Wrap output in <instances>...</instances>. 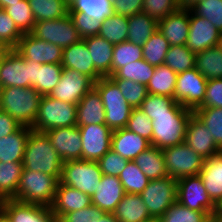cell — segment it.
Wrapping results in <instances>:
<instances>
[{
	"label": "cell",
	"instance_id": "cell-58",
	"mask_svg": "<svg viewBox=\"0 0 222 222\" xmlns=\"http://www.w3.org/2000/svg\"><path fill=\"white\" fill-rule=\"evenodd\" d=\"M112 11L115 14L130 17L142 12L143 0H111Z\"/></svg>",
	"mask_w": 222,
	"mask_h": 222
},
{
	"label": "cell",
	"instance_id": "cell-67",
	"mask_svg": "<svg viewBox=\"0 0 222 222\" xmlns=\"http://www.w3.org/2000/svg\"><path fill=\"white\" fill-rule=\"evenodd\" d=\"M148 222H160L159 219H152L151 221Z\"/></svg>",
	"mask_w": 222,
	"mask_h": 222
},
{
	"label": "cell",
	"instance_id": "cell-3",
	"mask_svg": "<svg viewBox=\"0 0 222 222\" xmlns=\"http://www.w3.org/2000/svg\"><path fill=\"white\" fill-rule=\"evenodd\" d=\"M41 63L25 60L15 49H1L0 89L4 87L35 88Z\"/></svg>",
	"mask_w": 222,
	"mask_h": 222
},
{
	"label": "cell",
	"instance_id": "cell-28",
	"mask_svg": "<svg viewBox=\"0 0 222 222\" xmlns=\"http://www.w3.org/2000/svg\"><path fill=\"white\" fill-rule=\"evenodd\" d=\"M91 54L95 69L103 76L112 75V57L114 45L99 35L82 39Z\"/></svg>",
	"mask_w": 222,
	"mask_h": 222
},
{
	"label": "cell",
	"instance_id": "cell-27",
	"mask_svg": "<svg viewBox=\"0 0 222 222\" xmlns=\"http://www.w3.org/2000/svg\"><path fill=\"white\" fill-rule=\"evenodd\" d=\"M199 176L209 197L218 205L222 200V152L204 160Z\"/></svg>",
	"mask_w": 222,
	"mask_h": 222
},
{
	"label": "cell",
	"instance_id": "cell-13",
	"mask_svg": "<svg viewBox=\"0 0 222 222\" xmlns=\"http://www.w3.org/2000/svg\"><path fill=\"white\" fill-rule=\"evenodd\" d=\"M207 82L195 68L179 73L175 85V100L194 111L203 103Z\"/></svg>",
	"mask_w": 222,
	"mask_h": 222
},
{
	"label": "cell",
	"instance_id": "cell-54",
	"mask_svg": "<svg viewBox=\"0 0 222 222\" xmlns=\"http://www.w3.org/2000/svg\"><path fill=\"white\" fill-rule=\"evenodd\" d=\"M104 175L119 176L125 169L128 160L120 154L110 149L103 157L97 161Z\"/></svg>",
	"mask_w": 222,
	"mask_h": 222
},
{
	"label": "cell",
	"instance_id": "cell-33",
	"mask_svg": "<svg viewBox=\"0 0 222 222\" xmlns=\"http://www.w3.org/2000/svg\"><path fill=\"white\" fill-rule=\"evenodd\" d=\"M157 30L158 21L143 11L139 12L128 17L127 41L143 46Z\"/></svg>",
	"mask_w": 222,
	"mask_h": 222
},
{
	"label": "cell",
	"instance_id": "cell-66",
	"mask_svg": "<svg viewBox=\"0 0 222 222\" xmlns=\"http://www.w3.org/2000/svg\"><path fill=\"white\" fill-rule=\"evenodd\" d=\"M68 5H70L74 0H64Z\"/></svg>",
	"mask_w": 222,
	"mask_h": 222
},
{
	"label": "cell",
	"instance_id": "cell-50",
	"mask_svg": "<svg viewBox=\"0 0 222 222\" xmlns=\"http://www.w3.org/2000/svg\"><path fill=\"white\" fill-rule=\"evenodd\" d=\"M132 108H139L148 95L147 86L129 79H112Z\"/></svg>",
	"mask_w": 222,
	"mask_h": 222
},
{
	"label": "cell",
	"instance_id": "cell-47",
	"mask_svg": "<svg viewBox=\"0 0 222 222\" xmlns=\"http://www.w3.org/2000/svg\"><path fill=\"white\" fill-rule=\"evenodd\" d=\"M143 59V49L141 45L121 42L114 45L112 57V75L121 67Z\"/></svg>",
	"mask_w": 222,
	"mask_h": 222
},
{
	"label": "cell",
	"instance_id": "cell-24",
	"mask_svg": "<svg viewBox=\"0 0 222 222\" xmlns=\"http://www.w3.org/2000/svg\"><path fill=\"white\" fill-rule=\"evenodd\" d=\"M125 192L117 176L104 175L95 193L91 196L92 204L105 211L113 213Z\"/></svg>",
	"mask_w": 222,
	"mask_h": 222
},
{
	"label": "cell",
	"instance_id": "cell-37",
	"mask_svg": "<svg viewBox=\"0 0 222 222\" xmlns=\"http://www.w3.org/2000/svg\"><path fill=\"white\" fill-rule=\"evenodd\" d=\"M36 22L60 19L69 14L64 0H28Z\"/></svg>",
	"mask_w": 222,
	"mask_h": 222
},
{
	"label": "cell",
	"instance_id": "cell-10",
	"mask_svg": "<svg viewBox=\"0 0 222 222\" xmlns=\"http://www.w3.org/2000/svg\"><path fill=\"white\" fill-rule=\"evenodd\" d=\"M152 219H159L166 210L177 202V180L165 176L150 180L140 193Z\"/></svg>",
	"mask_w": 222,
	"mask_h": 222
},
{
	"label": "cell",
	"instance_id": "cell-62",
	"mask_svg": "<svg viewBox=\"0 0 222 222\" xmlns=\"http://www.w3.org/2000/svg\"><path fill=\"white\" fill-rule=\"evenodd\" d=\"M22 0H0V9H5L7 6H11L15 2H21Z\"/></svg>",
	"mask_w": 222,
	"mask_h": 222
},
{
	"label": "cell",
	"instance_id": "cell-59",
	"mask_svg": "<svg viewBox=\"0 0 222 222\" xmlns=\"http://www.w3.org/2000/svg\"><path fill=\"white\" fill-rule=\"evenodd\" d=\"M21 125L9 114L0 110V138H4L17 131Z\"/></svg>",
	"mask_w": 222,
	"mask_h": 222
},
{
	"label": "cell",
	"instance_id": "cell-29",
	"mask_svg": "<svg viewBox=\"0 0 222 222\" xmlns=\"http://www.w3.org/2000/svg\"><path fill=\"white\" fill-rule=\"evenodd\" d=\"M113 214L119 222H148L152 220L140 194L125 193Z\"/></svg>",
	"mask_w": 222,
	"mask_h": 222
},
{
	"label": "cell",
	"instance_id": "cell-31",
	"mask_svg": "<svg viewBox=\"0 0 222 222\" xmlns=\"http://www.w3.org/2000/svg\"><path fill=\"white\" fill-rule=\"evenodd\" d=\"M133 161L149 180L168 176L163 151L156 146L151 145L142 151Z\"/></svg>",
	"mask_w": 222,
	"mask_h": 222
},
{
	"label": "cell",
	"instance_id": "cell-65",
	"mask_svg": "<svg viewBox=\"0 0 222 222\" xmlns=\"http://www.w3.org/2000/svg\"><path fill=\"white\" fill-rule=\"evenodd\" d=\"M217 210H222V200H221L220 203L217 205Z\"/></svg>",
	"mask_w": 222,
	"mask_h": 222
},
{
	"label": "cell",
	"instance_id": "cell-36",
	"mask_svg": "<svg viewBox=\"0 0 222 222\" xmlns=\"http://www.w3.org/2000/svg\"><path fill=\"white\" fill-rule=\"evenodd\" d=\"M22 171V162L4 163L0 161V202L16 196Z\"/></svg>",
	"mask_w": 222,
	"mask_h": 222
},
{
	"label": "cell",
	"instance_id": "cell-18",
	"mask_svg": "<svg viewBox=\"0 0 222 222\" xmlns=\"http://www.w3.org/2000/svg\"><path fill=\"white\" fill-rule=\"evenodd\" d=\"M0 209L12 222H58L51 207L44 205L6 199L0 202Z\"/></svg>",
	"mask_w": 222,
	"mask_h": 222
},
{
	"label": "cell",
	"instance_id": "cell-52",
	"mask_svg": "<svg viewBox=\"0 0 222 222\" xmlns=\"http://www.w3.org/2000/svg\"><path fill=\"white\" fill-rule=\"evenodd\" d=\"M125 128L147 139L151 144L153 135L152 121L141 109H132L131 115Z\"/></svg>",
	"mask_w": 222,
	"mask_h": 222
},
{
	"label": "cell",
	"instance_id": "cell-49",
	"mask_svg": "<svg viewBox=\"0 0 222 222\" xmlns=\"http://www.w3.org/2000/svg\"><path fill=\"white\" fill-rule=\"evenodd\" d=\"M23 34L4 9H0V49H15Z\"/></svg>",
	"mask_w": 222,
	"mask_h": 222
},
{
	"label": "cell",
	"instance_id": "cell-23",
	"mask_svg": "<svg viewBox=\"0 0 222 222\" xmlns=\"http://www.w3.org/2000/svg\"><path fill=\"white\" fill-rule=\"evenodd\" d=\"M91 204V196L59 182L51 209L55 217L59 220L64 214L81 210Z\"/></svg>",
	"mask_w": 222,
	"mask_h": 222
},
{
	"label": "cell",
	"instance_id": "cell-8",
	"mask_svg": "<svg viewBox=\"0 0 222 222\" xmlns=\"http://www.w3.org/2000/svg\"><path fill=\"white\" fill-rule=\"evenodd\" d=\"M192 114L151 115L153 135L151 145L159 149L184 142L188 120Z\"/></svg>",
	"mask_w": 222,
	"mask_h": 222
},
{
	"label": "cell",
	"instance_id": "cell-39",
	"mask_svg": "<svg viewBox=\"0 0 222 222\" xmlns=\"http://www.w3.org/2000/svg\"><path fill=\"white\" fill-rule=\"evenodd\" d=\"M155 68V66L150 65L144 59H140L119 68L109 77L111 79H129L147 86L154 74Z\"/></svg>",
	"mask_w": 222,
	"mask_h": 222
},
{
	"label": "cell",
	"instance_id": "cell-57",
	"mask_svg": "<svg viewBox=\"0 0 222 222\" xmlns=\"http://www.w3.org/2000/svg\"><path fill=\"white\" fill-rule=\"evenodd\" d=\"M198 108H222V78L208 80L205 98Z\"/></svg>",
	"mask_w": 222,
	"mask_h": 222
},
{
	"label": "cell",
	"instance_id": "cell-2",
	"mask_svg": "<svg viewBox=\"0 0 222 222\" xmlns=\"http://www.w3.org/2000/svg\"><path fill=\"white\" fill-rule=\"evenodd\" d=\"M42 95L32 87L0 89V110L9 114L21 126L32 127Z\"/></svg>",
	"mask_w": 222,
	"mask_h": 222
},
{
	"label": "cell",
	"instance_id": "cell-45",
	"mask_svg": "<svg viewBox=\"0 0 222 222\" xmlns=\"http://www.w3.org/2000/svg\"><path fill=\"white\" fill-rule=\"evenodd\" d=\"M62 71L61 64H41V68H38L37 80H35V89L42 96L49 95L60 81Z\"/></svg>",
	"mask_w": 222,
	"mask_h": 222
},
{
	"label": "cell",
	"instance_id": "cell-15",
	"mask_svg": "<svg viewBox=\"0 0 222 222\" xmlns=\"http://www.w3.org/2000/svg\"><path fill=\"white\" fill-rule=\"evenodd\" d=\"M15 50L25 59L41 64H61L63 49L56 44L38 39L31 33L23 34Z\"/></svg>",
	"mask_w": 222,
	"mask_h": 222
},
{
	"label": "cell",
	"instance_id": "cell-43",
	"mask_svg": "<svg viewBox=\"0 0 222 222\" xmlns=\"http://www.w3.org/2000/svg\"><path fill=\"white\" fill-rule=\"evenodd\" d=\"M196 54L186 45L170 46L164 63L177 74L195 67Z\"/></svg>",
	"mask_w": 222,
	"mask_h": 222
},
{
	"label": "cell",
	"instance_id": "cell-61",
	"mask_svg": "<svg viewBox=\"0 0 222 222\" xmlns=\"http://www.w3.org/2000/svg\"><path fill=\"white\" fill-rule=\"evenodd\" d=\"M97 222H119L113 213H105Z\"/></svg>",
	"mask_w": 222,
	"mask_h": 222
},
{
	"label": "cell",
	"instance_id": "cell-6",
	"mask_svg": "<svg viewBox=\"0 0 222 222\" xmlns=\"http://www.w3.org/2000/svg\"><path fill=\"white\" fill-rule=\"evenodd\" d=\"M77 125V104L67 103L50 96H42L32 130H48Z\"/></svg>",
	"mask_w": 222,
	"mask_h": 222
},
{
	"label": "cell",
	"instance_id": "cell-9",
	"mask_svg": "<svg viewBox=\"0 0 222 222\" xmlns=\"http://www.w3.org/2000/svg\"><path fill=\"white\" fill-rule=\"evenodd\" d=\"M162 151L167 175L176 180L187 176L199 175L203 168L205 159L184 142L166 147Z\"/></svg>",
	"mask_w": 222,
	"mask_h": 222
},
{
	"label": "cell",
	"instance_id": "cell-34",
	"mask_svg": "<svg viewBox=\"0 0 222 222\" xmlns=\"http://www.w3.org/2000/svg\"><path fill=\"white\" fill-rule=\"evenodd\" d=\"M194 68L206 80L222 78V46H213L196 53Z\"/></svg>",
	"mask_w": 222,
	"mask_h": 222
},
{
	"label": "cell",
	"instance_id": "cell-14",
	"mask_svg": "<svg viewBox=\"0 0 222 222\" xmlns=\"http://www.w3.org/2000/svg\"><path fill=\"white\" fill-rule=\"evenodd\" d=\"M93 86L94 81L87 75L74 69L63 68L60 81L48 96L67 103L78 104Z\"/></svg>",
	"mask_w": 222,
	"mask_h": 222
},
{
	"label": "cell",
	"instance_id": "cell-12",
	"mask_svg": "<svg viewBox=\"0 0 222 222\" xmlns=\"http://www.w3.org/2000/svg\"><path fill=\"white\" fill-rule=\"evenodd\" d=\"M177 201L191 210L209 212L214 216L217 205L209 197L199 175L177 180Z\"/></svg>",
	"mask_w": 222,
	"mask_h": 222
},
{
	"label": "cell",
	"instance_id": "cell-42",
	"mask_svg": "<svg viewBox=\"0 0 222 222\" xmlns=\"http://www.w3.org/2000/svg\"><path fill=\"white\" fill-rule=\"evenodd\" d=\"M69 12H79L92 19L103 21L112 11L111 0H74L69 5Z\"/></svg>",
	"mask_w": 222,
	"mask_h": 222
},
{
	"label": "cell",
	"instance_id": "cell-55",
	"mask_svg": "<svg viewBox=\"0 0 222 222\" xmlns=\"http://www.w3.org/2000/svg\"><path fill=\"white\" fill-rule=\"evenodd\" d=\"M69 15L77 28L79 36L83 39L88 36L99 34L101 20L92 19L85 14L79 12H69Z\"/></svg>",
	"mask_w": 222,
	"mask_h": 222
},
{
	"label": "cell",
	"instance_id": "cell-60",
	"mask_svg": "<svg viewBox=\"0 0 222 222\" xmlns=\"http://www.w3.org/2000/svg\"><path fill=\"white\" fill-rule=\"evenodd\" d=\"M201 0H180L178 2L179 8L191 10L195 5H197Z\"/></svg>",
	"mask_w": 222,
	"mask_h": 222
},
{
	"label": "cell",
	"instance_id": "cell-51",
	"mask_svg": "<svg viewBox=\"0 0 222 222\" xmlns=\"http://www.w3.org/2000/svg\"><path fill=\"white\" fill-rule=\"evenodd\" d=\"M191 11L210 21L222 33V0H201Z\"/></svg>",
	"mask_w": 222,
	"mask_h": 222
},
{
	"label": "cell",
	"instance_id": "cell-40",
	"mask_svg": "<svg viewBox=\"0 0 222 222\" xmlns=\"http://www.w3.org/2000/svg\"><path fill=\"white\" fill-rule=\"evenodd\" d=\"M169 48L168 40L157 30L142 46L143 59L152 66H160Z\"/></svg>",
	"mask_w": 222,
	"mask_h": 222
},
{
	"label": "cell",
	"instance_id": "cell-69",
	"mask_svg": "<svg viewBox=\"0 0 222 222\" xmlns=\"http://www.w3.org/2000/svg\"><path fill=\"white\" fill-rule=\"evenodd\" d=\"M209 222H216V221L214 220V218H212Z\"/></svg>",
	"mask_w": 222,
	"mask_h": 222
},
{
	"label": "cell",
	"instance_id": "cell-30",
	"mask_svg": "<svg viewBox=\"0 0 222 222\" xmlns=\"http://www.w3.org/2000/svg\"><path fill=\"white\" fill-rule=\"evenodd\" d=\"M32 128L21 126L14 133L0 138V161L23 162L26 143Z\"/></svg>",
	"mask_w": 222,
	"mask_h": 222
},
{
	"label": "cell",
	"instance_id": "cell-53",
	"mask_svg": "<svg viewBox=\"0 0 222 222\" xmlns=\"http://www.w3.org/2000/svg\"><path fill=\"white\" fill-rule=\"evenodd\" d=\"M179 9L176 0H143L142 11L157 21Z\"/></svg>",
	"mask_w": 222,
	"mask_h": 222
},
{
	"label": "cell",
	"instance_id": "cell-68",
	"mask_svg": "<svg viewBox=\"0 0 222 222\" xmlns=\"http://www.w3.org/2000/svg\"><path fill=\"white\" fill-rule=\"evenodd\" d=\"M220 45L222 46V33H221V38H220Z\"/></svg>",
	"mask_w": 222,
	"mask_h": 222
},
{
	"label": "cell",
	"instance_id": "cell-48",
	"mask_svg": "<svg viewBox=\"0 0 222 222\" xmlns=\"http://www.w3.org/2000/svg\"><path fill=\"white\" fill-rule=\"evenodd\" d=\"M193 113L206 126L216 145L222 150V108H197Z\"/></svg>",
	"mask_w": 222,
	"mask_h": 222
},
{
	"label": "cell",
	"instance_id": "cell-26",
	"mask_svg": "<svg viewBox=\"0 0 222 222\" xmlns=\"http://www.w3.org/2000/svg\"><path fill=\"white\" fill-rule=\"evenodd\" d=\"M105 119L103 102L93 86L77 104V126L105 124Z\"/></svg>",
	"mask_w": 222,
	"mask_h": 222
},
{
	"label": "cell",
	"instance_id": "cell-11",
	"mask_svg": "<svg viewBox=\"0 0 222 222\" xmlns=\"http://www.w3.org/2000/svg\"><path fill=\"white\" fill-rule=\"evenodd\" d=\"M31 34L62 49L82 39L69 14L60 19L36 22Z\"/></svg>",
	"mask_w": 222,
	"mask_h": 222
},
{
	"label": "cell",
	"instance_id": "cell-32",
	"mask_svg": "<svg viewBox=\"0 0 222 222\" xmlns=\"http://www.w3.org/2000/svg\"><path fill=\"white\" fill-rule=\"evenodd\" d=\"M141 109L151 120V115L160 114H193V111L183 107L173 97L148 94L141 103Z\"/></svg>",
	"mask_w": 222,
	"mask_h": 222
},
{
	"label": "cell",
	"instance_id": "cell-21",
	"mask_svg": "<svg viewBox=\"0 0 222 222\" xmlns=\"http://www.w3.org/2000/svg\"><path fill=\"white\" fill-rule=\"evenodd\" d=\"M190 27V10L177 9L158 21V31L170 46L186 45Z\"/></svg>",
	"mask_w": 222,
	"mask_h": 222
},
{
	"label": "cell",
	"instance_id": "cell-19",
	"mask_svg": "<svg viewBox=\"0 0 222 222\" xmlns=\"http://www.w3.org/2000/svg\"><path fill=\"white\" fill-rule=\"evenodd\" d=\"M221 32L204 17L190 10V27L186 46L195 54L220 45Z\"/></svg>",
	"mask_w": 222,
	"mask_h": 222
},
{
	"label": "cell",
	"instance_id": "cell-56",
	"mask_svg": "<svg viewBox=\"0 0 222 222\" xmlns=\"http://www.w3.org/2000/svg\"><path fill=\"white\" fill-rule=\"evenodd\" d=\"M105 213V211L91 204L81 210L64 214L58 222H97Z\"/></svg>",
	"mask_w": 222,
	"mask_h": 222
},
{
	"label": "cell",
	"instance_id": "cell-7",
	"mask_svg": "<svg viewBox=\"0 0 222 222\" xmlns=\"http://www.w3.org/2000/svg\"><path fill=\"white\" fill-rule=\"evenodd\" d=\"M102 176L103 173L97 161L69 160L63 162L59 182L92 196Z\"/></svg>",
	"mask_w": 222,
	"mask_h": 222
},
{
	"label": "cell",
	"instance_id": "cell-5",
	"mask_svg": "<svg viewBox=\"0 0 222 222\" xmlns=\"http://www.w3.org/2000/svg\"><path fill=\"white\" fill-rule=\"evenodd\" d=\"M105 109V124L112 130L125 128L132 112V107L122 96L117 84L109 77H102L94 82Z\"/></svg>",
	"mask_w": 222,
	"mask_h": 222
},
{
	"label": "cell",
	"instance_id": "cell-44",
	"mask_svg": "<svg viewBox=\"0 0 222 222\" xmlns=\"http://www.w3.org/2000/svg\"><path fill=\"white\" fill-rule=\"evenodd\" d=\"M118 178L121 181L124 192L129 194H140L150 181L134 161H128Z\"/></svg>",
	"mask_w": 222,
	"mask_h": 222
},
{
	"label": "cell",
	"instance_id": "cell-17",
	"mask_svg": "<svg viewBox=\"0 0 222 222\" xmlns=\"http://www.w3.org/2000/svg\"><path fill=\"white\" fill-rule=\"evenodd\" d=\"M63 162L82 160V142L77 125L59 127L44 132Z\"/></svg>",
	"mask_w": 222,
	"mask_h": 222
},
{
	"label": "cell",
	"instance_id": "cell-46",
	"mask_svg": "<svg viewBox=\"0 0 222 222\" xmlns=\"http://www.w3.org/2000/svg\"><path fill=\"white\" fill-rule=\"evenodd\" d=\"M6 13L12 18L16 27L22 34L31 33L36 23L28 0L15 2L11 6H7Z\"/></svg>",
	"mask_w": 222,
	"mask_h": 222
},
{
	"label": "cell",
	"instance_id": "cell-20",
	"mask_svg": "<svg viewBox=\"0 0 222 222\" xmlns=\"http://www.w3.org/2000/svg\"><path fill=\"white\" fill-rule=\"evenodd\" d=\"M184 143L204 159L222 152L209 130L194 113L188 120Z\"/></svg>",
	"mask_w": 222,
	"mask_h": 222
},
{
	"label": "cell",
	"instance_id": "cell-1",
	"mask_svg": "<svg viewBox=\"0 0 222 222\" xmlns=\"http://www.w3.org/2000/svg\"><path fill=\"white\" fill-rule=\"evenodd\" d=\"M23 170L61 177L63 161L44 132L31 130L24 152Z\"/></svg>",
	"mask_w": 222,
	"mask_h": 222
},
{
	"label": "cell",
	"instance_id": "cell-35",
	"mask_svg": "<svg viewBox=\"0 0 222 222\" xmlns=\"http://www.w3.org/2000/svg\"><path fill=\"white\" fill-rule=\"evenodd\" d=\"M177 73L165 64L157 66L147 84L148 94L173 97L175 99V85Z\"/></svg>",
	"mask_w": 222,
	"mask_h": 222
},
{
	"label": "cell",
	"instance_id": "cell-22",
	"mask_svg": "<svg viewBox=\"0 0 222 222\" xmlns=\"http://www.w3.org/2000/svg\"><path fill=\"white\" fill-rule=\"evenodd\" d=\"M61 65L63 68L74 69L87 75L94 82L103 77L95 69L91 59V54L86 46V43L82 39L78 43L71 44L63 49Z\"/></svg>",
	"mask_w": 222,
	"mask_h": 222
},
{
	"label": "cell",
	"instance_id": "cell-4",
	"mask_svg": "<svg viewBox=\"0 0 222 222\" xmlns=\"http://www.w3.org/2000/svg\"><path fill=\"white\" fill-rule=\"evenodd\" d=\"M59 180L46 173L23 170L14 200L51 207Z\"/></svg>",
	"mask_w": 222,
	"mask_h": 222
},
{
	"label": "cell",
	"instance_id": "cell-41",
	"mask_svg": "<svg viewBox=\"0 0 222 222\" xmlns=\"http://www.w3.org/2000/svg\"><path fill=\"white\" fill-rule=\"evenodd\" d=\"M213 216L209 212H199L183 206L178 201L173 203L159 218L160 222H209Z\"/></svg>",
	"mask_w": 222,
	"mask_h": 222
},
{
	"label": "cell",
	"instance_id": "cell-64",
	"mask_svg": "<svg viewBox=\"0 0 222 222\" xmlns=\"http://www.w3.org/2000/svg\"><path fill=\"white\" fill-rule=\"evenodd\" d=\"M0 222H12L1 209H0Z\"/></svg>",
	"mask_w": 222,
	"mask_h": 222
},
{
	"label": "cell",
	"instance_id": "cell-38",
	"mask_svg": "<svg viewBox=\"0 0 222 222\" xmlns=\"http://www.w3.org/2000/svg\"><path fill=\"white\" fill-rule=\"evenodd\" d=\"M98 35L113 45L127 41L128 17L112 13L101 22Z\"/></svg>",
	"mask_w": 222,
	"mask_h": 222
},
{
	"label": "cell",
	"instance_id": "cell-63",
	"mask_svg": "<svg viewBox=\"0 0 222 222\" xmlns=\"http://www.w3.org/2000/svg\"><path fill=\"white\" fill-rule=\"evenodd\" d=\"M213 218L216 222H222V210H216Z\"/></svg>",
	"mask_w": 222,
	"mask_h": 222
},
{
	"label": "cell",
	"instance_id": "cell-16",
	"mask_svg": "<svg viewBox=\"0 0 222 222\" xmlns=\"http://www.w3.org/2000/svg\"><path fill=\"white\" fill-rule=\"evenodd\" d=\"M78 127L82 142V160L98 161L111 149L113 131L106 124Z\"/></svg>",
	"mask_w": 222,
	"mask_h": 222
},
{
	"label": "cell",
	"instance_id": "cell-25",
	"mask_svg": "<svg viewBox=\"0 0 222 222\" xmlns=\"http://www.w3.org/2000/svg\"><path fill=\"white\" fill-rule=\"evenodd\" d=\"M150 146L147 139L127 128L114 130L111 135V149L128 161H133Z\"/></svg>",
	"mask_w": 222,
	"mask_h": 222
}]
</instances>
